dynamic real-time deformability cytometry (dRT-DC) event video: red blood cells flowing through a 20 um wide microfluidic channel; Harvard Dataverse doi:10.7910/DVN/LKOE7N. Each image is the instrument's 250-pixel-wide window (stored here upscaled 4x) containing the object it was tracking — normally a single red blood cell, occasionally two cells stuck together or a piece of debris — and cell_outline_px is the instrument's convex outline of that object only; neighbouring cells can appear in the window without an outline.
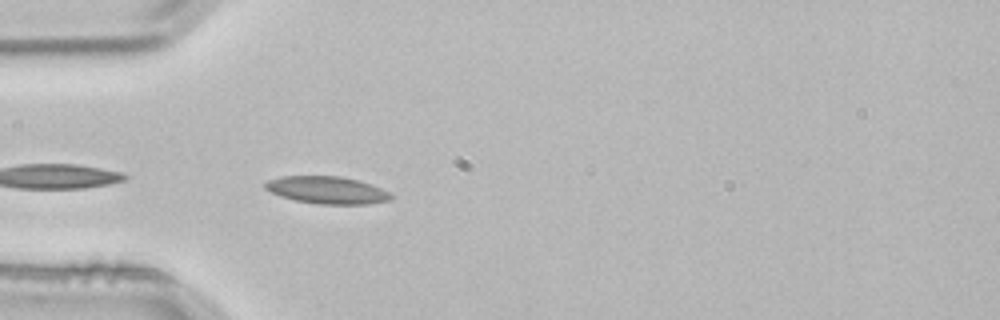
{"species": "common noctule bat (a hibernating species)", "species_latin": "Nyctalus noctula", "temperature_condition": "room temperature", "stored_images_in_passage": 1, "camera_frame_rate_fps": 3000, "um_per_image_px": 0.085, "animal": {"sex": "male", "body_mass_g": 21.5, "forearm_length_mm": 52.0}, "frame": {"image": 1, "passage_image": 1, "time_ms": 0.0, "image_size_px": [1000, 320], "cell_outline_px": [[392, 196], [388, 200], [368, 204], [316, 204], [296, 200], [280, 196], [264, 188], [264, 184], [268, 180], [284, 176], [340, 176], [360, 180], [380, 188], [388, 192]], "centroid_in_image_um": [27.78, 16.15], "position_along_channel_um": 57.2, "area_um2": 19.88}}